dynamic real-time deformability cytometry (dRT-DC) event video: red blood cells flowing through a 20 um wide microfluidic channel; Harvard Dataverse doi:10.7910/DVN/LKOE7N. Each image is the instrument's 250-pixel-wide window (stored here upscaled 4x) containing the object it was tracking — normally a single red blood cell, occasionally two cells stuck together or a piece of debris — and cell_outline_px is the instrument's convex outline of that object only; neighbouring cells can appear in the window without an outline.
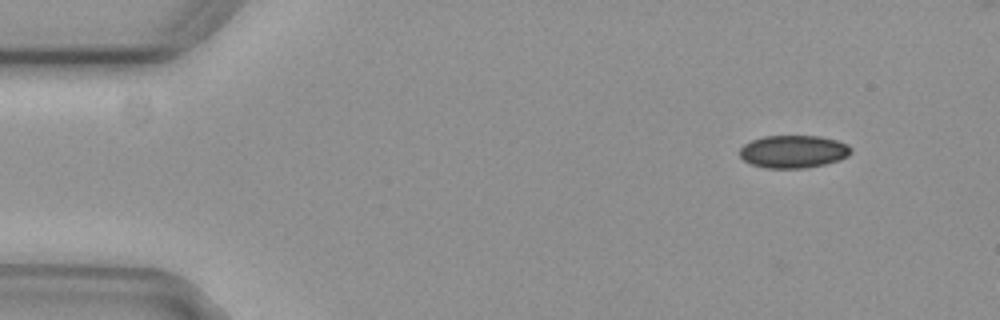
{"species": "common noctule bat (a hibernating species)", "species_latin": "Nyctalus noctula", "temperature_condition": "cold", "stored_images_in_passage": 5, "camera_frame_rate_fps": 3000, "um_per_image_px": 0.085, "animal": {"sex": "female", "body_mass_g": 29.2, "forearm_length_mm": 56.3}, "frame": {"image": 1, "passage_image": 1, "time_ms": 0.0, "image_size_px": [1000, 320], "cell_outline_px": [[852, 152], [848, 156], [824, 164], [804, 168], [764, 168], [752, 164], [744, 160], [740, 156], [740, 148], [744, 144], [752, 140], [764, 136], [820, 136], [836, 140], [848, 144], [852, 148]], "centroid_in_image_um": [67.44, 12.88], "position_along_channel_um": 17.6, "area_um2": 21.15}}
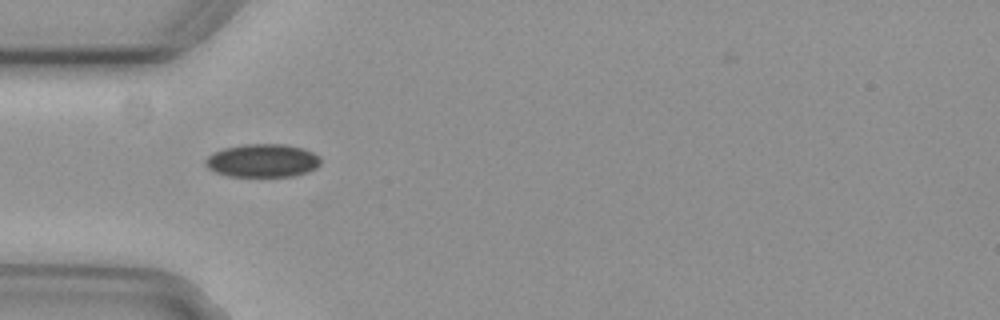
{"frame": {"image": 2, "passage_image": 4, "time_ms": 1.0, "image_size_px": [1000, 320], "cell_outline_px": [[320, 164], [316, 168], [308, 172], [292, 176], [228, 176], [216, 172], [208, 168], [204, 164], [204, 160], [212, 152], [224, 148], [244, 144], [284, 144], [304, 148], [320, 156]], "centroid_in_image_um": [22.31, 13.64], "position_along_channel_um": 62.7, "area_um2": 22.43}}